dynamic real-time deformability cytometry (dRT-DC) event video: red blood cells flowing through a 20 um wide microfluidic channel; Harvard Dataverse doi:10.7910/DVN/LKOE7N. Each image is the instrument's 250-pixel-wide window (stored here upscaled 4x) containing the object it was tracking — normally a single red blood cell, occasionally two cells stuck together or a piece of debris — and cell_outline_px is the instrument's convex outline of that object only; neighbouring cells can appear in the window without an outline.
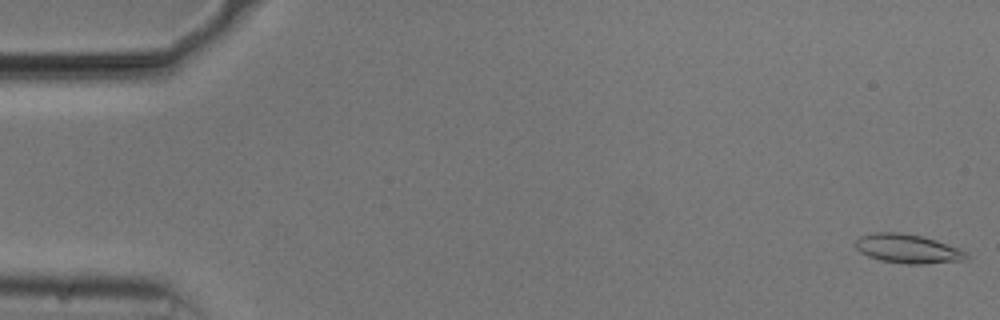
{"species": "common noctule bat (a hibernating species)", "species_latin": "Nyctalus noctula", "temperature_condition": "cold", "stored_images_in_passage": 54, "camera_frame_rate_fps": 3000, "um_per_image_px": 0.085, "animal": {"sex": "male", "body_mass_g": 20.5, "forearm_length_mm": 52.5}, "frame": {"image": 1, "passage_image": 1, "time_ms": 0.0, "image_size_px": [1000, 320], "cell_outline_px": [[968, 256], [964, 260], [924, 264], [908, 264], [880, 260], [868, 256], [860, 252], [856, 248], [856, 240], [860, 236], [876, 232], [900, 232], [924, 236], [936, 240], [956, 248], [964, 252]], "centroid_in_image_um": [77.11, 21.13], "position_along_channel_um": 7.9, "area_um2": 18.55}}
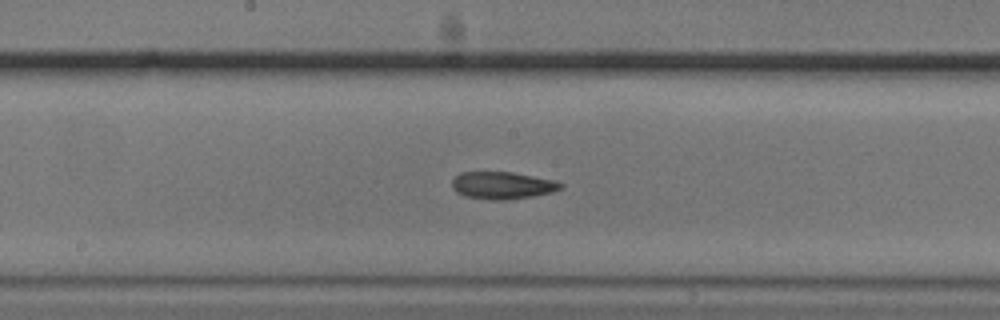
{"frame": {"image": 2, "passage_image": 28, "time_ms": 9.0, "image_size_px": [1000, 320], "cell_outline_px": [[564, 188], [552, 192], [532, 196], [504, 200], [496, 200], [464, 196], [456, 192], [452, 188], [452, 180], [460, 172], [512, 172], [556, 180], [564, 184]], "centroid_in_image_um": [42.73, 15.75], "position_along_channel_um": 205.5, "area_um2": 17.34}}
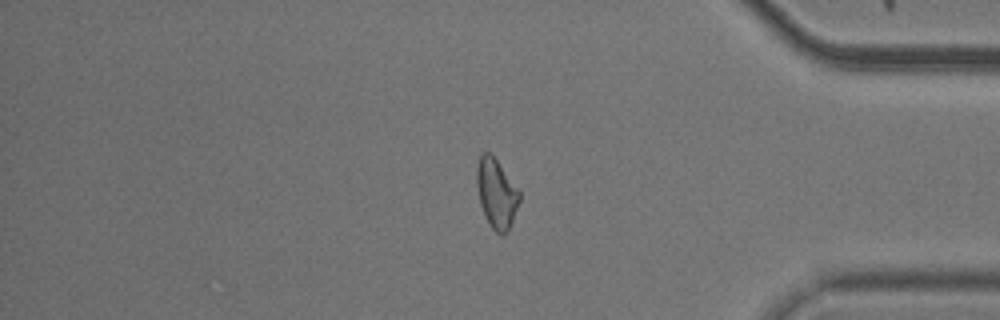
{"frame": {"image": 3, "passage_image": 45, "time_ms": 14.667, "image_size_px": [1000, 320], "cell_outline_px": [[520, 200], [512, 220], [504, 236], [500, 236], [492, 228], [480, 204], [476, 184], [476, 168], [480, 156], [484, 152], [488, 152], [496, 160], [520, 192]], "centroid_in_image_um": [42.18, 16.45], "position_along_channel_um": 393.0, "area_um2": 16.82}, "authors_computed_cell_mechanics": {"area_um2": 17.4845, "velocity_mm_per_s": 3.7387, "shape_relaxation_time_tau1_ms": null, "shape_relaxation_time_tau2_ms": 6.1945, "deformation_change_tau1": null, "deformation_change_tau2": 0.1507}}